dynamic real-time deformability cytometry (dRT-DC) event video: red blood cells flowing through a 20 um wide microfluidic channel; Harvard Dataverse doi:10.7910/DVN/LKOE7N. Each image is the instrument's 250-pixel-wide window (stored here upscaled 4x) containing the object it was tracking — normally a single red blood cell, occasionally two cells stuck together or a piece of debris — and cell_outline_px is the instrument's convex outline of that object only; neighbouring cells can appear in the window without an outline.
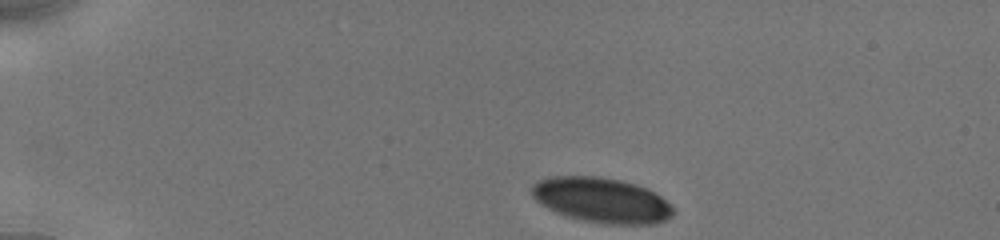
{"species": "human", "species_latin": "Homo sapiens", "temperature_condition": "cold", "stored_images_in_passage": 30, "camera_frame_rate_fps": 3000, "um_per_image_px": 0.085, "donor": {"sex": "male"}, "frame": {"image": 1, "passage_image": 1, "time_ms": 0.0, "image_size_px": [1000, 240], "cell_outline_px": [[676, 212], [672, 216], [664, 220], [652, 224], [604, 224], [580, 220], [556, 212], [540, 204], [532, 196], [532, 184], [536, 180], [552, 176], [596, 176], [620, 180], [636, 184], [648, 188], [656, 192]], "centroid_in_image_um": [51.12, 17.01], "position_along_channel_um": 33.9, "area_um2": 37.28}}
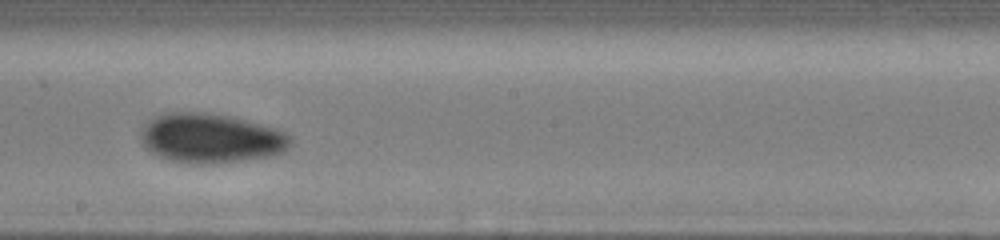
{"frame": {"image": 2, "passage_image": 14, "time_ms": 7.0, "image_size_px": [1000, 240], "cell_outline_px": [[292, 144], [284, 152], [268, 156], [244, 160], [208, 164], [192, 164], [168, 160], [152, 152], [140, 140], [140, 132], [156, 116], [168, 112], [204, 112], [232, 116], [276, 128], [292, 136]], "centroid_in_image_um": [17.97, 11.75], "position_along_channel_um": 230.2, "area_um2": 43.18}}
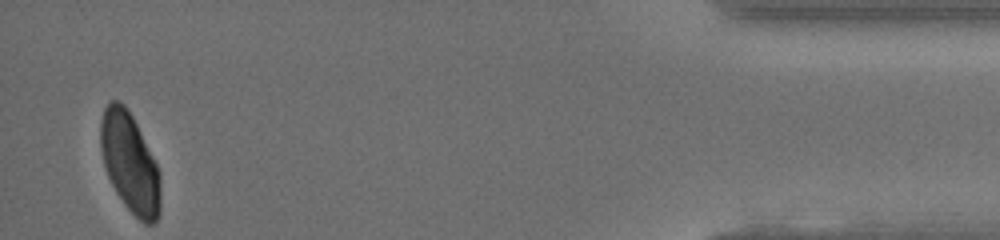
{"frame": {"image": 3, "passage_image": 30, "time_ms": 13.667, "image_size_px": [1000, 240], "cell_outline_px": [[160, 212], [156, 220], [152, 224], [144, 224], [124, 204], [116, 192], [108, 176], [104, 164], [100, 148], [100, 120], [104, 108], [112, 100], [120, 100], [124, 104], [132, 116], [160, 172]], "centroid_in_image_um": [11.03, 13.83], "position_along_channel_um": 424.2, "area_um2": 34.51}, "authors_computed_cell_mechanics": {"area_um2": 38.7838, "velocity_mm_per_s": 3.8961, "shape_relaxation_time_tau1_ms": 2.2518, "shape_relaxation_time_tau2_ms": 1.5838, "deformation_change_tau1": 0.0954, "deformation_change_tau2": 0.0432}}